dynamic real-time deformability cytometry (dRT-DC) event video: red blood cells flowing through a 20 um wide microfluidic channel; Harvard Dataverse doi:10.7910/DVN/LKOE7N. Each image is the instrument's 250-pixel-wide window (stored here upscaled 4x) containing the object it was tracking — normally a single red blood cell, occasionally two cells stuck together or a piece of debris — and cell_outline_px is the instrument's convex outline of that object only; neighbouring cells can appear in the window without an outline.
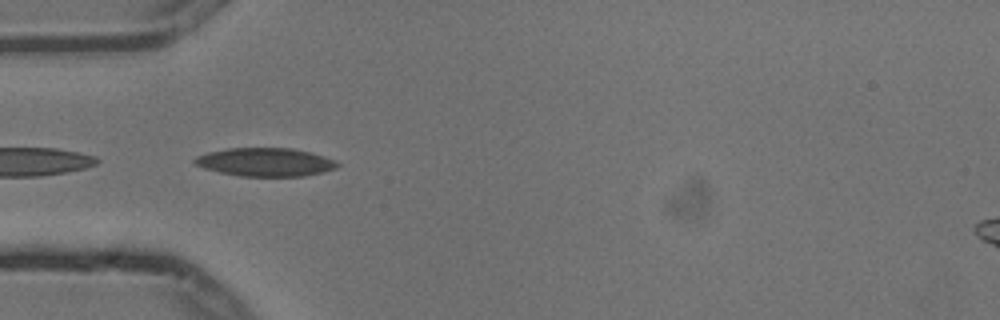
{"species": "common noctule bat (a hibernating species)", "species_latin": "Nyctalus noctula", "temperature_condition": "cold", "stored_images_in_passage": 4, "camera_frame_rate_fps": 3000, "um_per_image_px": 0.085, "animal": {"sex": "male", "body_mass_g": 13.3}, "frame": {"image": 1, "passage_image": 3, "time_ms": 0.667, "image_size_px": [1000, 320], "cell_outline_px": [[340, 164], [336, 168], [304, 176], [240, 176], [220, 172], [204, 168], [196, 164], [192, 160], [196, 156], [208, 152], [228, 148], [292, 148], [312, 152], [336, 160]], "centroid_in_image_um": [22.56, 13.77], "position_along_channel_um": 62.4, "area_um2": 23.58}}
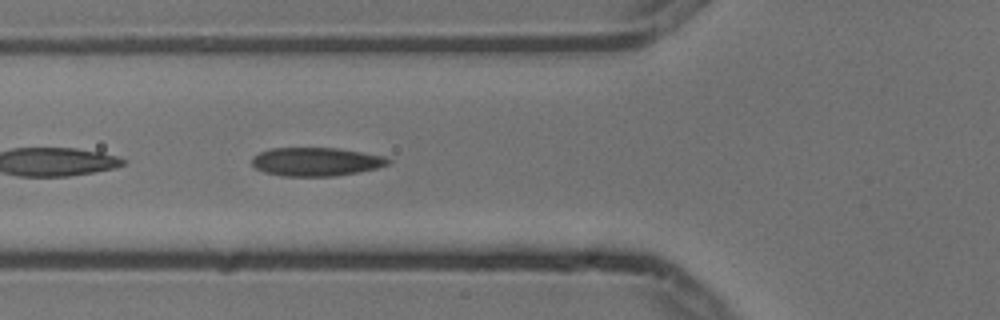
{"frame": {"image": 2, "passage_image": 4, "time_ms": 1.0, "image_size_px": [1000, 320], "cell_outline_px": [[392, 160], [388, 164], [376, 168], [356, 172], [332, 176], [284, 176], [264, 172], [256, 168], [252, 164], [252, 156], [260, 152], [272, 148], [340, 148], [364, 152], [384, 156]], "centroid_in_image_um": [26.86, 13.73], "position_along_channel_um": 98.9, "area_um2": 22.6}}